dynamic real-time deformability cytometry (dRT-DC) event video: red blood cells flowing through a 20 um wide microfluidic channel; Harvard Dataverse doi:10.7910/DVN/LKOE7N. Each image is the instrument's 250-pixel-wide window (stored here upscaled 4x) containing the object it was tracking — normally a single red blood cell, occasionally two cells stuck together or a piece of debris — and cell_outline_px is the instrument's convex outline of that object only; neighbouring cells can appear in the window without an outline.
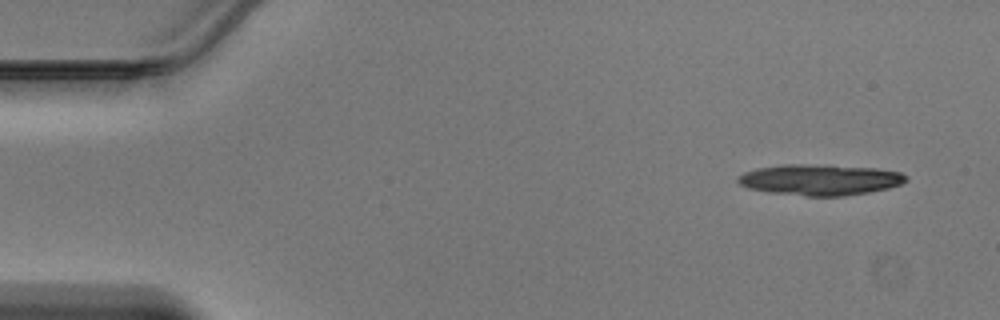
{"species": "Egyptian fruit bat (a non-hibernating species)", "species_latin": "Rousettus aegyptiacus", "temperature_condition": "warm", "stored_images_in_passage": 44, "camera_frame_rate_fps": 3000, "um_per_image_px": 0.085, "animal": {"sex": "male"}, "frame": {"image": 1, "passage_image": 1, "time_ms": 0.0, "image_size_px": [1000, 320], "cell_outline_px": [[908, 180], [900, 184], [888, 188], [868, 192], [844, 196], [804, 196], [768, 192], [748, 188], [740, 184], [736, 180], [736, 176], [744, 172], [756, 168], [780, 164], [804, 164], [876, 168], [900, 172], [908, 176]], "centroid_in_image_um": [69.65, 15.28], "position_along_channel_um": 15.3, "area_um2": 30.4}}
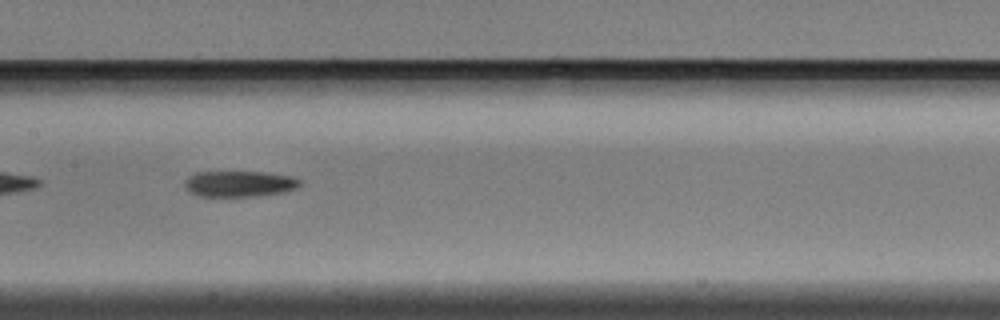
{"frame": {"image": 2, "passage_image": 21, "time_ms": 6.667, "image_size_px": [1000, 320], "cell_outline_px": [[300, 184], [296, 188], [284, 192], [256, 196], [200, 196], [188, 192], [184, 188], [184, 180], [188, 176], [196, 172], [264, 172], [292, 176], [300, 180]], "centroid_in_image_um": [20.3, 15.62], "position_along_channel_um": 187.1, "area_um2": 17.51}}
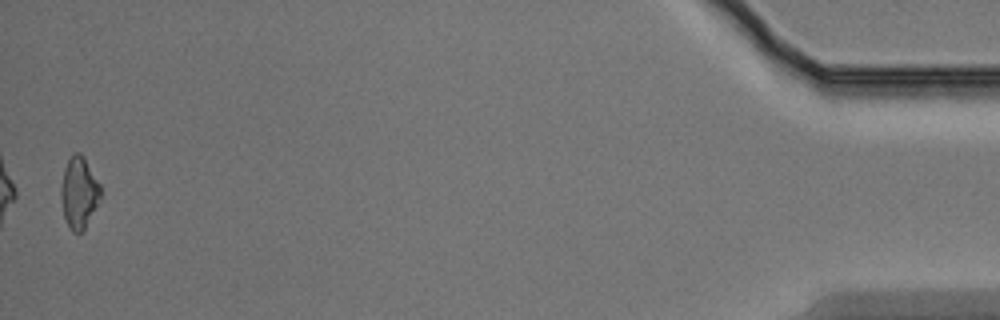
{"frame": {"image": 3, "passage_image": 44, "time_ms": 14.333, "image_size_px": [1000, 320], "cell_outline_px": [[100, 196], [84, 232], [72, 232], [64, 216], [60, 196], [60, 184], [64, 168], [72, 152], [80, 152], [84, 156], [100, 184]], "centroid_in_image_um": [6.69, 16.34], "position_along_channel_um": 428.5, "area_um2": 16.53}}